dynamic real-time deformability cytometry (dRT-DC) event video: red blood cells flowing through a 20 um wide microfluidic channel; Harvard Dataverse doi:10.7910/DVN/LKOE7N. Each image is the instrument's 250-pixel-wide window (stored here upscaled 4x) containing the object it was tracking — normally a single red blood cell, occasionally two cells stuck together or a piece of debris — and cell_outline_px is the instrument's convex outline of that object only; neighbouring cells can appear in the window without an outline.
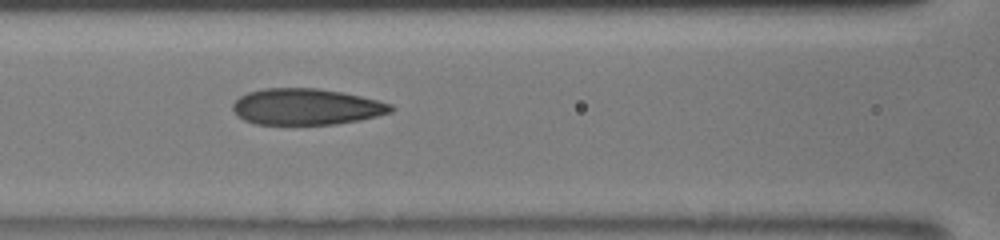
{"species": "human", "species_latin": "Homo sapiens", "temperature_condition": "room temperature", "stored_images_in_passage": 9, "camera_frame_rate_fps": 3000, "um_per_image_px": 0.085, "donor": {"sex": "male"}, "frame": {"image": 1, "passage_image": 7, "time_ms": 6.667, "image_size_px": [1000, 240], "cell_outline_px": [[396, 108], [392, 112], [360, 120], [336, 124], [256, 124], [244, 120], [236, 116], [232, 108], [232, 104], [240, 96], [248, 92], [264, 88], [316, 88], [340, 92], [360, 96], [392, 104]], "centroid_in_image_um": [26.02, 9.08], "position_along_channel_um": 140.6, "area_um2": 33.41}}
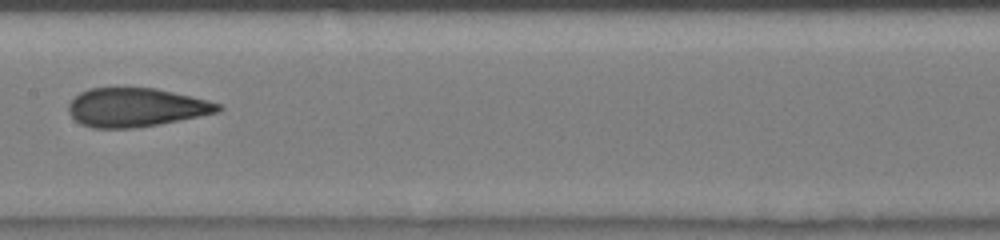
{"frame": {"image": 2, "passage_image": 8, "time_ms": 8.0, "image_size_px": [1000, 240], "cell_outline_px": [[224, 108], [220, 112], [160, 124], [132, 128], [92, 128], [80, 124], [68, 112], [68, 104], [80, 92], [92, 88], [156, 88], [208, 100], [220, 104]], "centroid_in_image_um": [11.57, 9.13], "position_along_channel_um": 195.8, "area_um2": 33.76}}